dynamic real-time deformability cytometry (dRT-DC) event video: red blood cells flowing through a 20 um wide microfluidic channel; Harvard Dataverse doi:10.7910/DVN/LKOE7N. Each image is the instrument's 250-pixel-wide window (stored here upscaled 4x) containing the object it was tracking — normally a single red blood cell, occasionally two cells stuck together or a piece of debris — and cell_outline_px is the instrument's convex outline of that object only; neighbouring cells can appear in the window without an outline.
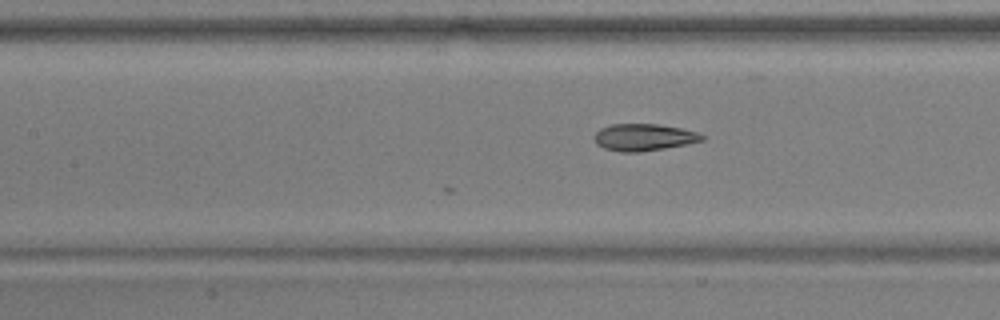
{"species": "common noctule bat (a hibernating species)", "species_latin": "Nyctalus noctula", "temperature_condition": "warm", "stored_images_in_passage": 21, "camera_frame_rate_fps": 3000, "um_per_image_px": 0.085, "animal": {"sex": "male", "body_mass_g": 17.9, "forearm_length_mm": 54.2}, "frame": {"image": 1, "passage_image": 21, "time_ms": 6.667, "image_size_px": [1000, 320], "cell_outline_px": [[704, 140], [688, 144], [640, 152], [620, 152], [604, 148], [596, 144], [592, 136], [600, 128], [612, 124], [656, 124], [680, 128], [696, 132], [704, 136]], "centroid_in_image_um": [54.68, 11.67], "position_along_channel_um": 152.7, "area_um2": 16.94}}